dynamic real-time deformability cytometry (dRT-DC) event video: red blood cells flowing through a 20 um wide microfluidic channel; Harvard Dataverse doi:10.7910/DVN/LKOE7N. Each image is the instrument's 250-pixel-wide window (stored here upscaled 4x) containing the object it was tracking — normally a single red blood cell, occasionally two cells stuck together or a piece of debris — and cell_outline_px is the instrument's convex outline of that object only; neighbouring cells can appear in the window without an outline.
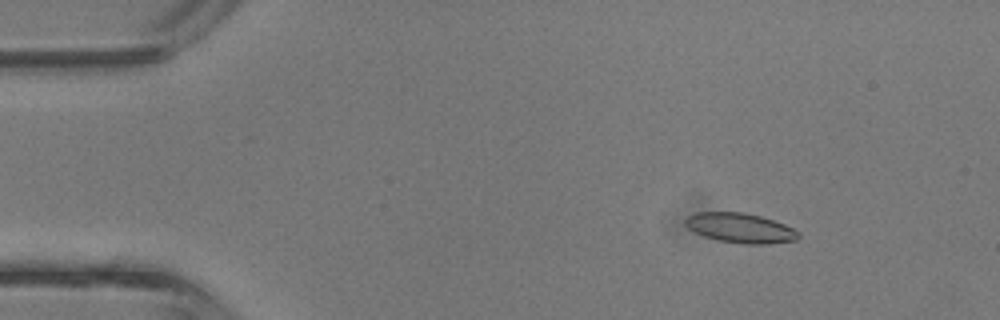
{"species": "common noctule bat (a hibernating species)", "species_latin": "Nyctalus noctula", "temperature_condition": "room temperature", "stored_images_in_passage": 42, "camera_frame_rate_fps": 3000, "um_per_image_px": 0.085, "animal": {"sex": "male", "body_mass_g": 13.3}, "frame": {"image": 1, "passage_image": 6, "time_ms": 1.667, "image_size_px": [1000, 320], "cell_outline_px": [[800, 236], [796, 240], [764, 244], [744, 244], [716, 240], [704, 236], [688, 228], [684, 224], [684, 220], [688, 216], [696, 212], [744, 212], [760, 216], [784, 224], [800, 232]], "centroid_in_image_um": [62.91, 19.38], "position_along_channel_um": 22.1, "area_um2": 19.59}}
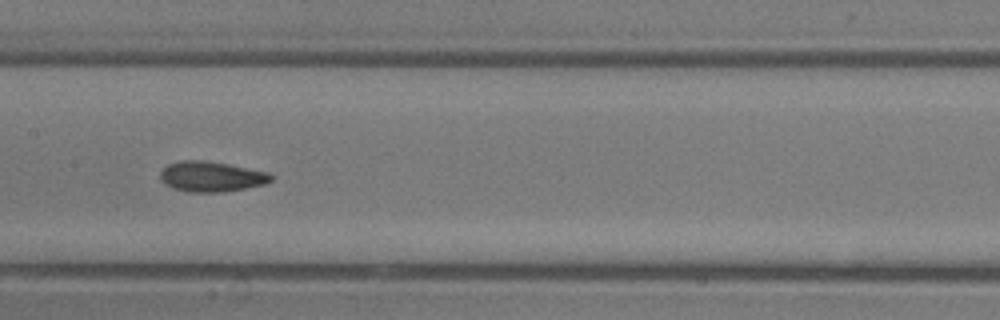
{"frame": {"image": 2, "passage_image": 21, "time_ms": 6.667, "image_size_px": [1000, 320], "cell_outline_px": [[276, 176], [272, 180], [264, 184], [224, 192], [188, 192], [172, 188], [164, 184], [160, 180], [160, 172], [168, 164], [180, 160], [204, 160], [228, 164], [268, 172]], "centroid_in_image_um": [17.95, 15.01], "position_along_channel_um": 189.5, "area_um2": 19.71}}
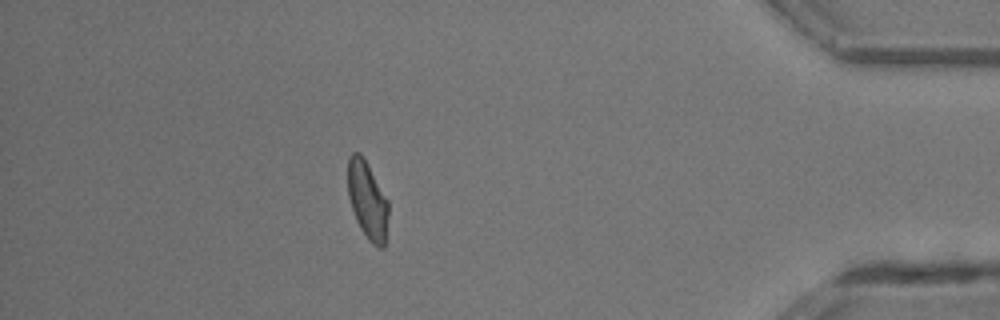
{"frame": {"image": 3, "passage_image": 37, "time_ms": 12.0, "image_size_px": [1000, 320], "cell_outline_px": [[388, 216], [384, 248], [380, 248], [372, 244], [368, 240], [360, 228], [356, 220], [348, 196], [348, 156], [352, 152], [360, 152], [388, 200]], "centroid_in_image_um": [31.23, 17.03], "position_along_channel_um": 404.0, "area_um2": 18.26}, "authors_computed_cell_mechanics": {"area_um2": 19.2474, "velocity_mm_per_s": 4.9458, "shape_relaxation_time_tau1_ms": 4.0626, "shape_relaxation_time_tau2_ms": 1.285, "deformation_change_tau1": 0.1104, "deformation_change_tau2": 0.0763}}